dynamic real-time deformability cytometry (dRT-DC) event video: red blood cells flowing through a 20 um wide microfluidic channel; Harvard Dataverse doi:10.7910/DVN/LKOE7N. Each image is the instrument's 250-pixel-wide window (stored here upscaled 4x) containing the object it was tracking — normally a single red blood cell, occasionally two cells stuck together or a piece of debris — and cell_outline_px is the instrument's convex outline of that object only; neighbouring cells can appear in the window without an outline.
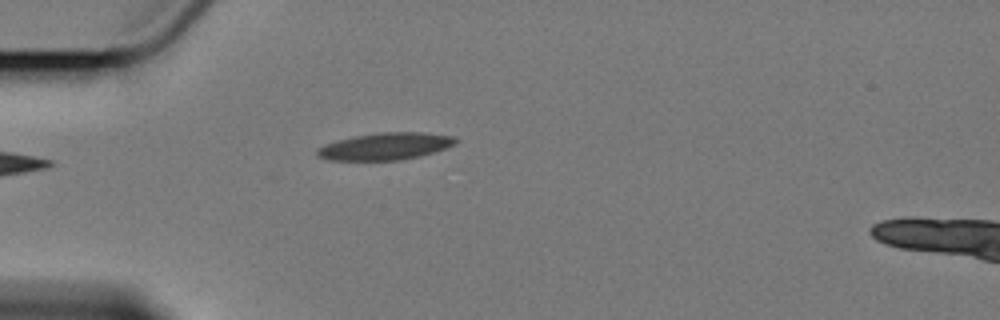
{"species": "Egyptian fruit bat (a non-hibernating species)", "species_latin": "Rousettus aegyptiacus", "temperature_condition": "cold", "stored_images_in_passage": 7, "camera_frame_rate_fps": 3000, "um_per_image_px": 0.085, "animal": {"sex": "female"}, "frame": {"image": 1, "passage_image": 1, "time_ms": 0.0, "image_size_px": [1000, 320], "cell_outline_px": [[460, 140], [444, 148], [432, 152], [400, 160], [328, 160], [316, 156], [316, 148], [324, 144], [356, 136], [380, 132], [424, 132], [452, 136]], "centroid_in_image_um": [32.7, 12.43], "position_along_channel_um": 52.3, "area_um2": 21.56}}
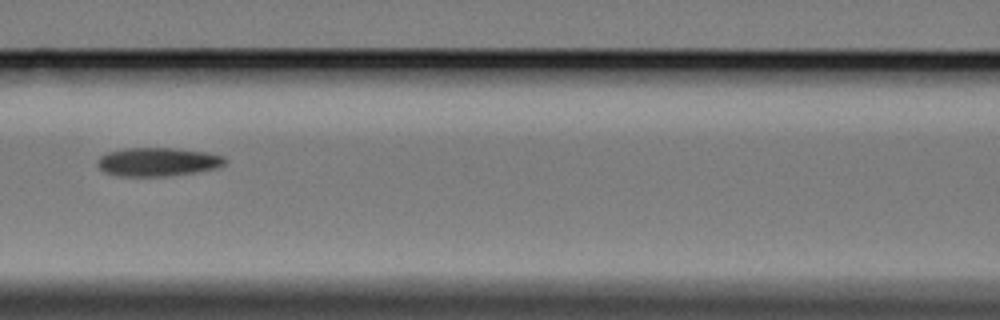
{"frame": {"image": 2, "passage_image": 4, "time_ms": 3.333, "image_size_px": [1000, 320], "cell_outline_px": [[228, 160], [224, 164], [216, 168], [168, 176], [116, 176], [104, 172], [96, 164], [96, 160], [100, 156], [108, 152], [124, 148], [172, 148], [208, 152], [224, 156]], "centroid_in_image_um": [13.38, 13.75], "position_along_channel_um": 153.2, "area_um2": 21.33}}
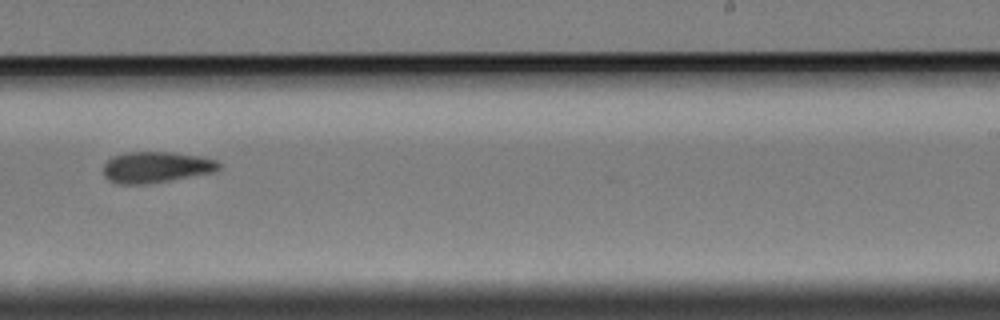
{"frame": {"image": 3, "passage_image": 7, "time_ms": 7.0, "image_size_px": [1000, 320], "cell_outline_px": [[220, 168], [216, 172], [148, 184], [116, 184], [108, 180], [104, 176], [104, 164], [112, 156], [128, 152], [172, 152], [200, 156], [216, 160], [220, 164]], "centroid_in_image_um": [13.27, 14.22], "position_along_channel_um": 275.7, "area_um2": 21.1}}